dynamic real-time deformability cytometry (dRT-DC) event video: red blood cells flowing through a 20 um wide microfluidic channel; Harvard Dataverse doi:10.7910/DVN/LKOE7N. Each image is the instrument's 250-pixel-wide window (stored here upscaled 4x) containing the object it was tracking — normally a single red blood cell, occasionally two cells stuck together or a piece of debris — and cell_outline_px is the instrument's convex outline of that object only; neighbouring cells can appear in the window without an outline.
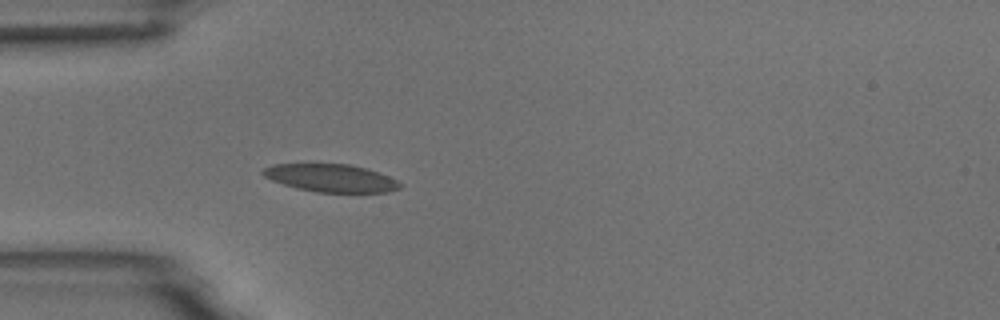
{"species": "common noctule bat (a hibernating species)", "species_latin": "Nyctalus noctula", "temperature_condition": "room temperature", "stored_images_in_passage": 4, "camera_frame_rate_fps": 3000, "um_per_image_px": 0.085, "animal": {"sex": "male", "body_mass_g": 18.8}, "frame": {"image": 1, "passage_image": 4, "time_ms": 1.0, "image_size_px": [1000, 320], "cell_outline_px": [[404, 184], [400, 188], [388, 192], [316, 192], [296, 188], [272, 180], [264, 176], [260, 172], [264, 168], [272, 164], [352, 164], [388, 176]], "centroid_in_image_um": [28.12, 15.13], "position_along_channel_um": 56.9, "area_um2": 22.08}}